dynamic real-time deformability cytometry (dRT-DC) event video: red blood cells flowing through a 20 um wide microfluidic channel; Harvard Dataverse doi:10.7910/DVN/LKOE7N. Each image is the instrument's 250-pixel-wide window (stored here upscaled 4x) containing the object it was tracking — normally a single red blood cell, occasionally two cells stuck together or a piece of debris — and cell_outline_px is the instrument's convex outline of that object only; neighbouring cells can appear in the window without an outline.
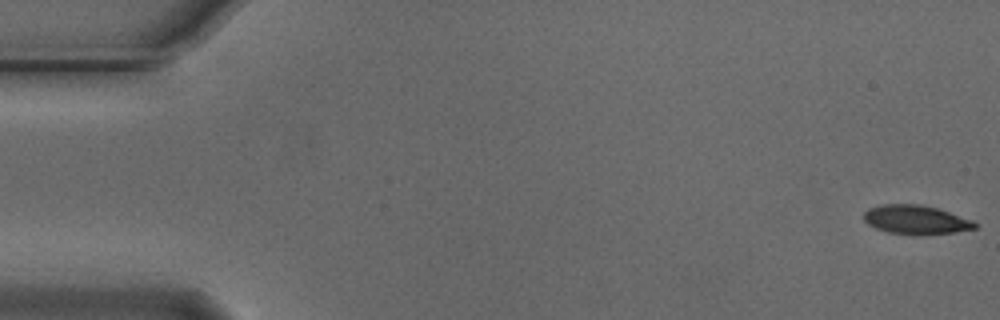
{"species": "Egyptian fruit bat (a non-hibernating species)", "species_latin": "Rousettus aegyptiacus", "temperature_condition": "cold", "stored_images_in_passage": 53, "camera_frame_rate_fps": 3000, "um_per_image_px": 0.085, "animal": {"sex": "male"}, "frame": {"image": 1, "passage_image": 1, "time_ms": 0.0, "image_size_px": [1000, 320], "cell_outline_px": [[980, 224], [976, 228], [956, 232], [920, 236], [888, 232], [876, 228], [868, 224], [864, 220], [864, 212], [868, 208], [880, 204], [920, 204], [936, 208], [972, 220]], "centroid_in_image_um": [77.85, 18.69], "position_along_channel_um": 7.1, "area_um2": 18.96}}
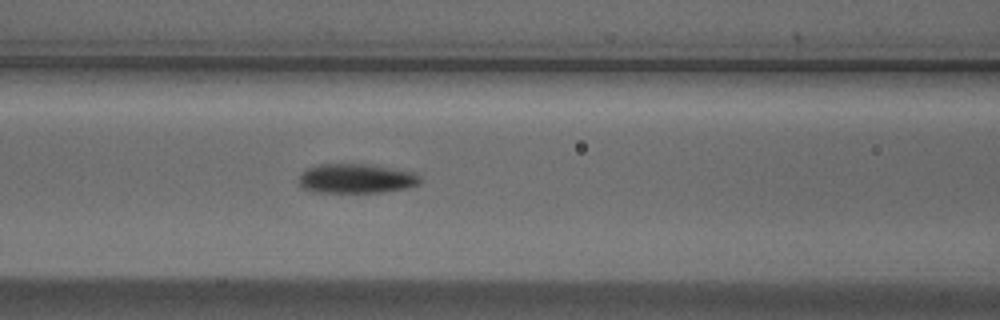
{"frame": {"image": 2, "passage_image": 23, "time_ms": 7.333, "image_size_px": [1000, 320], "cell_outline_px": [[424, 180], [420, 184], [408, 188], [380, 192], [316, 192], [304, 188], [300, 184], [300, 172], [304, 168], [316, 164], [368, 164], [416, 172]], "centroid_in_image_um": [30.31, 15.16], "position_along_channel_um": 136.3, "area_um2": 21.1}}
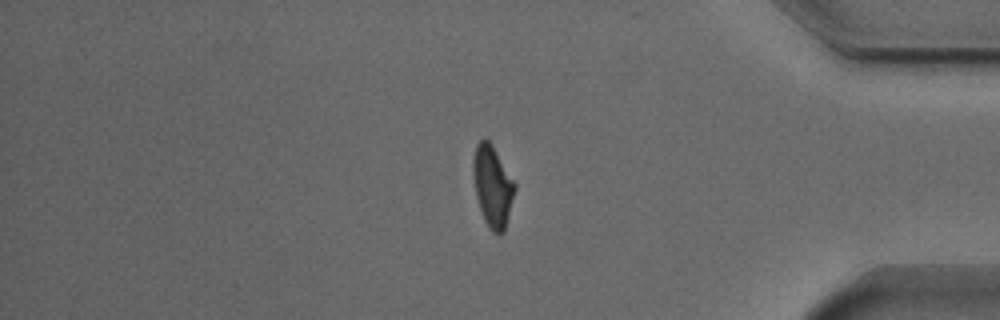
{"frame": {"image": 3, "passage_image": 46, "time_ms": 15.0, "image_size_px": [1000, 320], "cell_outline_px": [[516, 188], [504, 232], [500, 236], [492, 232], [488, 228], [484, 220], [476, 196], [472, 172], [472, 160], [476, 144], [480, 140], [488, 140], [492, 144], [516, 184]], "centroid_in_image_um": [41.86, 15.85], "position_along_channel_um": 393.3, "area_um2": 19.83}, "authors_computed_cell_mechanics": {"area_um2": 20.1722, "velocity_mm_per_s": 3.738, "shape_relaxation_time_tau1_ms": 5.1959, "shape_relaxation_time_tau2_ms": 3.9377, "deformation_change_tau1": 0.1673, "deformation_change_tau2": 0.1004}}